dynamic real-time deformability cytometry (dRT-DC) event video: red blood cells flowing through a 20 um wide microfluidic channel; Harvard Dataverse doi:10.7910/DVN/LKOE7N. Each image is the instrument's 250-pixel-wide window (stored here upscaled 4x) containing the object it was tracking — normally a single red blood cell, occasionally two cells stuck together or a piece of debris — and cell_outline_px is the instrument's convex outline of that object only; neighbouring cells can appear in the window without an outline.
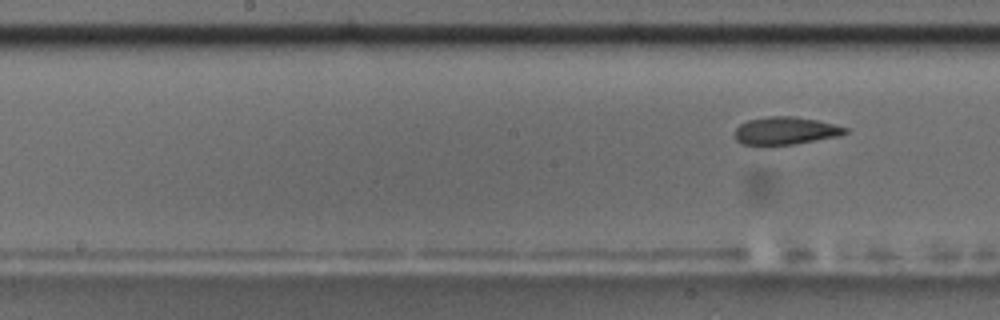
{"species": "common noctule bat (a hibernating species)", "species_latin": "Nyctalus noctula", "temperature_condition": "room temperature", "stored_images_in_passage": 5, "camera_frame_rate_fps": 3000, "um_per_image_px": 0.085, "animal": {"sex": "male", "body_mass_g": 17.5, "forearm_length_mm": 52.3}, "frame": {"image": 1, "passage_image": 5, "time_ms": 5.333, "image_size_px": [1000, 320], "cell_outline_px": [[848, 132], [840, 136], [792, 144], [740, 144], [736, 140], [736, 128], [740, 124], [748, 120], [768, 116], [792, 116], [816, 120], [848, 128]], "centroid_in_image_um": [66.77, 11.1], "position_along_channel_um": 181.4, "area_um2": 17.51}}